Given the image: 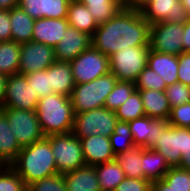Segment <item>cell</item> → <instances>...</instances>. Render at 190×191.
<instances>
[{
	"instance_id": "obj_1",
	"label": "cell",
	"mask_w": 190,
	"mask_h": 191,
	"mask_svg": "<svg viewBox=\"0 0 190 191\" xmlns=\"http://www.w3.org/2000/svg\"><path fill=\"white\" fill-rule=\"evenodd\" d=\"M150 24L139 9H120L109 21L98 25L91 45L107 57L129 46L150 45Z\"/></svg>"
},
{
	"instance_id": "obj_2",
	"label": "cell",
	"mask_w": 190,
	"mask_h": 191,
	"mask_svg": "<svg viewBox=\"0 0 190 191\" xmlns=\"http://www.w3.org/2000/svg\"><path fill=\"white\" fill-rule=\"evenodd\" d=\"M28 186L32 182L58 174L53 150L47 136L24 146L10 165Z\"/></svg>"
},
{
	"instance_id": "obj_3",
	"label": "cell",
	"mask_w": 190,
	"mask_h": 191,
	"mask_svg": "<svg viewBox=\"0 0 190 191\" xmlns=\"http://www.w3.org/2000/svg\"><path fill=\"white\" fill-rule=\"evenodd\" d=\"M35 112L44 136L72 132L75 114L70 97L57 93L42 97Z\"/></svg>"
},
{
	"instance_id": "obj_4",
	"label": "cell",
	"mask_w": 190,
	"mask_h": 191,
	"mask_svg": "<svg viewBox=\"0 0 190 191\" xmlns=\"http://www.w3.org/2000/svg\"><path fill=\"white\" fill-rule=\"evenodd\" d=\"M117 81L116 76L109 72L93 81L75 84L70 96L74 114L104 107L106 98Z\"/></svg>"
},
{
	"instance_id": "obj_5",
	"label": "cell",
	"mask_w": 190,
	"mask_h": 191,
	"mask_svg": "<svg viewBox=\"0 0 190 191\" xmlns=\"http://www.w3.org/2000/svg\"><path fill=\"white\" fill-rule=\"evenodd\" d=\"M150 45L128 47L109 56V70L118 80L135 82L147 66Z\"/></svg>"
},
{
	"instance_id": "obj_6",
	"label": "cell",
	"mask_w": 190,
	"mask_h": 191,
	"mask_svg": "<svg viewBox=\"0 0 190 191\" xmlns=\"http://www.w3.org/2000/svg\"><path fill=\"white\" fill-rule=\"evenodd\" d=\"M118 122L115 111L105 107L75 114L72 133L79 139L91 135L110 137Z\"/></svg>"
},
{
	"instance_id": "obj_7",
	"label": "cell",
	"mask_w": 190,
	"mask_h": 191,
	"mask_svg": "<svg viewBox=\"0 0 190 191\" xmlns=\"http://www.w3.org/2000/svg\"><path fill=\"white\" fill-rule=\"evenodd\" d=\"M53 150L57 172L65 174L86 165L80 139L72 132L47 136Z\"/></svg>"
},
{
	"instance_id": "obj_8",
	"label": "cell",
	"mask_w": 190,
	"mask_h": 191,
	"mask_svg": "<svg viewBox=\"0 0 190 191\" xmlns=\"http://www.w3.org/2000/svg\"><path fill=\"white\" fill-rule=\"evenodd\" d=\"M0 109L5 113L11 131L21 147L31 145L44 137L35 111L10 107Z\"/></svg>"
},
{
	"instance_id": "obj_9",
	"label": "cell",
	"mask_w": 190,
	"mask_h": 191,
	"mask_svg": "<svg viewBox=\"0 0 190 191\" xmlns=\"http://www.w3.org/2000/svg\"><path fill=\"white\" fill-rule=\"evenodd\" d=\"M75 84L93 81L106 75L109 70V57L95 49L92 45L69 62Z\"/></svg>"
},
{
	"instance_id": "obj_10",
	"label": "cell",
	"mask_w": 190,
	"mask_h": 191,
	"mask_svg": "<svg viewBox=\"0 0 190 191\" xmlns=\"http://www.w3.org/2000/svg\"><path fill=\"white\" fill-rule=\"evenodd\" d=\"M183 30L184 23L162 21L150 25L151 50L179 56L183 53Z\"/></svg>"
},
{
	"instance_id": "obj_11",
	"label": "cell",
	"mask_w": 190,
	"mask_h": 191,
	"mask_svg": "<svg viewBox=\"0 0 190 191\" xmlns=\"http://www.w3.org/2000/svg\"><path fill=\"white\" fill-rule=\"evenodd\" d=\"M38 96L24 74L9 75L2 107L36 111Z\"/></svg>"
},
{
	"instance_id": "obj_12",
	"label": "cell",
	"mask_w": 190,
	"mask_h": 191,
	"mask_svg": "<svg viewBox=\"0 0 190 191\" xmlns=\"http://www.w3.org/2000/svg\"><path fill=\"white\" fill-rule=\"evenodd\" d=\"M185 128L168 124L163 130H157L154 141L147 147L162 154L170 167H177L181 162Z\"/></svg>"
},
{
	"instance_id": "obj_13",
	"label": "cell",
	"mask_w": 190,
	"mask_h": 191,
	"mask_svg": "<svg viewBox=\"0 0 190 191\" xmlns=\"http://www.w3.org/2000/svg\"><path fill=\"white\" fill-rule=\"evenodd\" d=\"M140 12L150 25L162 21L185 23L190 18L180 0H147Z\"/></svg>"
},
{
	"instance_id": "obj_14",
	"label": "cell",
	"mask_w": 190,
	"mask_h": 191,
	"mask_svg": "<svg viewBox=\"0 0 190 191\" xmlns=\"http://www.w3.org/2000/svg\"><path fill=\"white\" fill-rule=\"evenodd\" d=\"M55 61L53 47L35 41L23 43L20 48L18 73L27 75L32 72L47 69Z\"/></svg>"
},
{
	"instance_id": "obj_15",
	"label": "cell",
	"mask_w": 190,
	"mask_h": 191,
	"mask_svg": "<svg viewBox=\"0 0 190 191\" xmlns=\"http://www.w3.org/2000/svg\"><path fill=\"white\" fill-rule=\"evenodd\" d=\"M91 46V36L69 25L54 48L55 60L70 62Z\"/></svg>"
},
{
	"instance_id": "obj_16",
	"label": "cell",
	"mask_w": 190,
	"mask_h": 191,
	"mask_svg": "<svg viewBox=\"0 0 190 191\" xmlns=\"http://www.w3.org/2000/svg\"><path fill=\"white\" fill-rule=\"evenodd\" d=\"M71 0H18V7L33 19L66 18Z\"/></svg>"
},
{
	"instance_id": "obj_17",
	"label": "cell",
	"mask_w": 190,
	"mask_h": 191,
	"mask_svg": "<svg viewBox=\"0 0 190 191\" xmlns=\"http://www.w3.org/2000/svg\"><path fill=\"white\" fill-rule=\"evenodd\" d=\"M68 26L69 23L66 18L36 19L33 27L32 41L55 48L61 41Z\"/></svg>"
},
{
	"instance_id": "obj_18",
	"label": "cell",
	"mask_w": 190,
	"mask_h": 191,
	"mask_svg": "<svg viewBox=\"0 0 190 191\" xmlns=\"http://www.w3.org/2000/svg\"><path fill=\"white\" fill-rule=\"evenodd\" d=\"M80 142L86 165L95 166L115 159L108 137L91 135L80 139Z\"/></svg>"
},
{
	"instance_id": "obj_19",
	"label": "cell",
	"mask_w": 190,
	"mask_h": 191,
	"mask_svg": "<svg viewBox=\"0 0 190 191\" xmlns=\"http://www.w3.org/2000/svg\"><path fill=\"white\" fill-rule=\"evenodd\" d=\"M135 147H148L156 138L157 130H163L168 120H156L144 116L128 122Z\"/></svg>"
},
{
	"instance_id": "obj_20",
	"label": "cell",
	"mask_w": 190,
	"mask_h": 191,
	"mask_svg": "<svg viewBox=\"0 0 190 191\" xmlns=\"http://www.w3.org/2000/svg\"><path fill=\"white\" fill-rule=\"evenodd\" d=\"M64 182L67 191H101L95 166L92 165L65 173Z\"/></svg>"
},
{
	"instance_id": "obj_21",
	"label": "cell",
	"mask_w": 190,
	"mask_h": 191,
	"mask_svg": "<svg viewBox=\"0 0 190 191\" xmlns=\"http://www.w3.org/2000/svg\"><path fill=\"white\" fill-rule=\"evenodd\" d=\"M49 81L53 93L70 97L75 87L70 63L55 61L49 67Z\"/></svg>"
},
{
	"instance_id": "obj_22",
	"label": "cell",
	"mask_w": 190,
	"mask_h": 191,
	"mask_svg": "<svg viewBox=\"0 0 190 191\" xmlns=\"http://www.w3.org/2000/svg\"><path fill=\"white\" fill-rule=\"evenodd\" d=\"M147 66L159 74L167 86L178 82V56L151 50Z\"/></svg>"
},
{
	"instance_id": "obj_23",
	"label": "cell",
	"mask_w": 190,
	"mask_h": 191,
	"mask_svg": "<svg viewBox=\"0 0 190 191\" xmlns=\"http://www.w3.org/2000/svg\"><path fill=\"white\" fill-rule=\"evenodd\" d=\"M11 130L5 113L0 109V165L10 166L22 149Z\"/></svg>"
},
{
	"instance_id": "obj_24",
	"label": "cell",
	"mask_w": 190,
	"mask_h": 191,
	"mask_svg": "<svg viewBox=\"0 0 190 191\" xmlns=\"http://www.w3.org/2000/svg\"><path fill=\"white\" fill-rule=\"evenodd\" d=\"M140 92L146 116L156 120H168L171 108L165 91L137 90Z\"/></svg>"
},
{
	"instance_id": "obj_25",
	"label": "cell",
	"mask_w": 190,
	"mask_h": 191,
	"mask_svg": "<svg viewBox=\"0 0 190 191\" xmlns=\"http://www.w3.org/2000/svg\"><path fill=\"white\" fill-rule=\"evenodd\" d=\"M141 167L143 179L150 182L161 180L171 168L165 157L152 148H142Z\"/></svg>"
},
{
	"instance_id": "obj_26",
	"label": "cell",
	"mask_w": 190,
	"mask_h": 191,
	"mask_svg": "<svg viewBox=\"0 0 190 191\" xmlns=\"http://www.w3.org/2000/svg\"><path fill=\"white\" fill-rule=\"evenodd\" d=\"M34 22L35 19L18 6L12 8L10 10L11 41L19 44L32 41Z\"/></svg>"
},
{
	"instance_id": "obj_27",
	"label": "cell",
	"mask_w": 190,
	"mask_h": 191,
	"mask_svg": "<svg viewBox=\"0 0 190 191\" xmlns=\"http://www.w3.org/2000/svg\"><path fill=\"white\" fill-rule=\"evenodd\" d=\"M66 19L69 25L91 37L98 27L87 6L77 0L70 1Z\"/></svg>"
},
{
	"instance_id": "obj_28",
	"label": "cell",
	"mask_w": 190,
	"mask_h": 191,
	"mask_svg": "<svg viewBox=\"0 0 190 191\" xmlns=\"http://www.w3.org/2000/svg\"><path fill=\"white\" fill-rule=\"evenodd\" d=\"M95 170L101 191H115L116 187L126 177L116 159L95 165Z\"/></svg>"
},
{
	"instance_id": "obj_29",
	"label": "cell",
	"mask_w": 190,
	"mask_h": 191,
	"mask_svg": "<svg viewBox=\"0 0 190 191\" xmlns=\"http://www.w3.org/2000/svg\"><path fill=\"white\" fill-rule=\"evenodd\" d=\"M21 44L14 41L0 42V73L14 75L18 73Z\"/></svg>"
},
{
	"instance_id": "obj_30",
	"label": "cell",
	"mask_w": 190,
	"mask_h": 191,
	"mask_svg": "<svg viewBox=\"0 0 190 191\" xmlns=\"http://www.w3.org/2000/svg\"><path fill=\"white\" fill-rule=\"evenodd\" d=\"M89 9L98 25L109 21L120 9L118 0H77Z\"/></svg>"
},
{
	"instance_id": "obj_31",
	"label": "cell",
	"mask_w": 190,
	"mask_h": 191,
	"mask_svg": "<svg viewBox=\"0 0 190 191\" xmlns=\"http://www.w3.org/2000/svg\"><path fill=\"white\" fill-rule=\"evenodd\" d=\"M115 159L126 177L143 179L142 147H134L129 151L121 152L115 156Z\"/></svg>"
},
{
	"instance_id": "obj_32",
	"label": "cell",
	"mask_w": 190,
	"mask_h": 191,
	"mask_svg": "<svg viewBox=\"0 0 190 191\" xmlns=\"http://www.w3.org/2000/svg\"><path fill=\"white\" fill-rule=\"evenodd\" d=\"M118 121L129 122L146 116L140 92L135 90L129 98L115 110Z\"/></svg>"
},
{
	"instance_id": "obj_33",
	"label": "cell",
	"mask_w": 190,
	"mask_h": 191,
	"mask_svg": "<svg viewBox=\"0 0 190 191\" xmlns=\"http://www.w3.org/2000/svg\"><path fill=\"white\" fill-rule=\"evenodd\" d=\"M109 140L115 156L135 147L128 122L118 121Z\"/></svg>"
},
{
	"instance_id": "obj_34",
	"label": "cell",
	"mask_w": 190,
	"mask_h": 191,
	"mask_svg": "<svg viewBox=\"0 0 190 191\" xmlns=\"http://www.w3.org/2000/svg\"><path fill=\"white\" fill-rule=\"evenodd\" d=\"M136 90L135 82L118 80L113 90L108 94L104 107L115 111Z\"/></svg>"
},
{
	"instance_id": "obj_35",
	"label": "cell",
	"mask_w": 190,
	"mask_h": 191,
	"mask_svg": "<svg viewBox=\"0 0 190 191\" xmlns=\"http://www.w3.org/2000/svg\"><path fill=\"white\" fill-rule=\"evenodd\" d=\"M136 90L165 91L167 85L163 78L150 67L146 66L135 81Z\"/></svg>"
},
{
	"instance_id": "obj_36",
	"label": "cell",
	"mask_w": 190,
	"mask_h": 191,
	"mask_svg": "<svg viewBox=\"0 0 190 191\" xmlns=\"http://www.w3.org/2000/svg\"><path fill=\"white\" fill-rule=\"evenodd\" d=\"M0 191H27V186L11 166L0 165Z\"/></svg>"
},
{
	"instance_id": "obj_37",
	"label": "cell",
	"mask_w": 190,
	"mask_h": 191,
	"mask_svg": "<svg viewBox=\"0 0 190 191\" xmlns=\"http://www.w3.org/2000/svg\"><path fill=\"white\" fill-rule=\"evenodd\" d=\"M25 76L28 84L32 86L39 99L53 93L50 88L49 68L32 72Z\"/></svg>"
},
{
	"instance_id": "obj_38",
	"label": "cell",
	"mask_w": 190,
	"mask_h": 191,
	"mask_svg": "<svg viewBox=\"0 0 190 191\" xmlns=\"http://www.w3.org/2000/svg\"><path fill=\"white\" fill-rule=\"evenodd\" d=\"M27 191H67L64 174L58 173L32 182L27 186Z\"/></svg>"
},
{
	"instance_id": "obj_39",
	"label": "cell",
	"mask_w": 190,
	"mask_h": 191,
	"mask_svg": "<svg viewBox=\"0 0 190 191\" xmlns=\"http://www.w3.org/2000/svg\"><path fill=\"white\" fill-rule=\"evenodd\" d=\"M170 108L190 102V86L181 82L168 85L165 89Z\"/></svg>"
},
{
	"instance_id": "obj_40",
	"label": "cell",
	"mask_w": 190,
	"mask_h": 191,
	"mask_svg": "<svg viewBox=\"0 0 190 191\" xmlns=\"http://www.w3.org/2000/svg\"><path fill=\"white\" fill-rule=\"evenodd\" d=\"M162 179L171 185L174 191H190V179L185 169L171 167Z\"/></svg>"
},
{
	"instance_id": "obj_41",
	"label": "cell",
	"mask_w": 190,
	"mask_h": 191,
	"mask_svg": "<svg viewBox=\"0 0 190 191\" xmlns=\"http://www.w3.org/2000/svg\"><path fill=\"white\" fill-rule=\"evenodd\" d=\"M168 123L175 127L190 129V102L171 108Z\"/></svg>"
},
{
	"instance_id": "obj_42",
	"label": "cell",
	"mask_w": 190,
	"mask_h": 191,
	"mask_svg": "<svg viewBox=\"0 0 190 191\" xmlns=\"http://www.w3.org/2000/svg\"><path fill=\"white\" fill-rule=\"evenodd\" d=\"M115 191H151V182L147 179L125 177Z\"/></svg>"
},
{
	"instance_id": "obj_43",
	"label": "cell",
	"mask_w": 190,
	"mask_h": 191,
	"mask_svg": "<svg viewBox=\"0 0 190 191\" xmlns=\"http://www.w3.org/2000/svg\"><path fill=\"white\" fill-rule=\"evenodd\" d=\"M178 81L190 86V52L178 56Z\"/></svg>"
},
{
	"instance_id": "obj_44",
	"label": "cell",
	"mask_w": 190,
	"mask_h": 191,
	"mask_svg": "<svg viewBox=\"0 0 190 191\" xmlns=\"http://www.w3.org/2000/svg\"><path fill=\"white\" fill-rule=\"evenodd\" d=\"M10 10L0 9V42L11 41Z\"/></svg>"
},
{
	"instance_id": "obj_45",
	"label": "cell",
	"mask_w": 190,
	"mask_h": 191,
	"mask_svg": "<svg viewBox=\"0 0 190 191\" xmlns=\"http://www.w3.org/2000/svg\"><path fill=\"white\" fill-rule=\"evenodd\" d=\"M182 169L190 168V129L185 128L183 152L181 153V162L178 166Z\"/></svg>"
},
{
	"instance_id": "obj_46",
	"label": "cell",
	"mask_w": 190,
	"mask_h": 191,
	"mask_svg": "<svg viewBox=\"0 0 190 191\" xmlns=\"http://www.w3.org/2000/svg\"><path fill=\"white\" fill-rule=\"evenodd\" d=\"M182 39L183 52H190V18L184 23Z\"/></svg>"
},
{
	"instance_id": "obj_47",
	"label": "cell",
	"mask_w": 190,
	"mask_h": 191,
	"mask_svg": "<svg viewBox=\"0 0 190 191\" xmlns=\"http://www.w3.org/2000/svg\"><path fill=\"white\" fill-rule=\"evenodd\" d=\"M122 8L139 9L147 2V0H118Z\"/></svg>"
},
{
	"instance_id": "obj_48",
	"label": "cell",
	"mask_w": 190,
	"mask_h": 191,
	"mask_svg": "<svg viewBox=\"0 0 190 191\" xmlns=\"http://www.w3.org/2000/svg\"><path fill=\"white\" fill-rule=\"evenodd\" d=\"M151 191H174L163 179L151 182Z\"/></svg>"
},
{
	"instance_id": "obj_49",
	"label": "cell",
	"mask_w": 190,
	"mask_h": 191,
	"mask_svg": "<svg viewBox=\"0 0 190 191\" xmlns=\"http://www.w3.org/2000/svg\"><path fill=\"white\" fill-rule=\"evenodd\" d=\"M7 79L8 76L6 74L0 73V108L2 107L5 97Z\"/></svg>"
},
{
	"instance_id": "obj_50",
	"label": "cell",
	"mask_w": 190,
	"mask_h": 191,
	"mask_svg": "<svg viewBox=\"0 0 190 191\" xmlns=\"http://www.w3.org/2000/svg\"><path fill=\"white\" fill-rule=\"evenodd\" d=\"M18 6V0H0V9L11 10Z\"/></svg>"
},
{
	"instance_id": "obj_51",
	"label": "cell",
	"mask_w": 190,
	"mask_h": 191,
	"mask_svg": "<svg viewBox=\"0 0 190 191\" xmlns=\"http://www.w3.org/2000/svg\"><path fill=\"white\" fill-rule=\"evenodd\" d=\"M183 6L185 7L188 16L190 17V0H180Z\"/></svg>"
},
{
	"instance_id": "obj_52",
	"label": "cell",
	"mask_w": 190,
	"mask_h": 191,
	"mask_svg": "<svg viewBox=\"0 0 190 191\" xmlns=\"http://www.w3.org/2000/svg\"><path fill=\"white\" fill-rule=\"evenodd\" d=\"M187 172H188V179H190V168L187 169Z\"/></svg>"
}]
</instances>
